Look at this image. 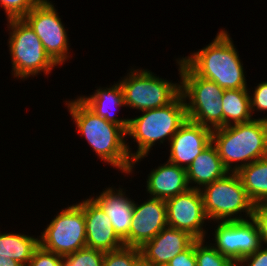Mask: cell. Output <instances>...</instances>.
<instances>
[{
  "label": "cell",
  "mask_w": 267,
  "mask_h": 266,
  "mask_svg": "<svg viewBox=\"0 0 267 266\" xmlns=\"http://www.w3.org/2000/svg\"><path fill=\"white\" fill-rule=\"evenodd\" d=\"M41 0H0V4L5 10L7 19L23 18Z\"/></svg>",
  "instance_id": "4316f807"
},
{
  "label": "cell",
  "mask_w": 267,
  "mask_h": 266,
  "mask_svg": "<svg viewBox=\"0 0 267 266\" xmlns=\"http://www.w3.org/2000/svg\"><path fill=\"white\" fill-rule=\"evenodd\" d=\"M189 188L193 187L188 184L186 169L169 161L148 175L146 189L150 197L166 201Z\"/></svg>",
  "instance_id": "ac0fdd59"
},
{
  "label": "cell",
  "mask_w": 267,
  "mask_h": 266,
  "mask_svg": "<svg viewBox=\"0 0 267 266\" xmlns=\"http://www.w3.org/2000/svg\"><path fill=\"white\" fill-rule=\"evenodd\" d=\"M137 266H150L148 264L143 263L142 261Z\"/></svg>",
  "instance_id": "836d02e7"
},
{
  "label": "cell",
  "mask_w": 267,
  "mask_h": 266,
  "mask_svg": "<svg viewBox=\"0 0 267 266\" xmlns=\"http://www.w3.org/2000/svg\"><path fill=\"white\" fill-rule=\"evenodd\" d=\"M132 70L119 81L125 106L141 111L155 109L172 103L181 94V84L159 78L148 70Z\"/></svg>",
  "instance_id": "ba28073f"
},
{
  "label": "cell",
  "mask_w": 267,
  "mask_h": 266,
  "mask_svg": "<svg viewBox=\"0 0 267 266\" xmlns=\"http://www.w3.org/2000/svg\"><path fill=\"white\" fill-rule=\"evenodd\" d=\"M223 127L251 121L250 95L248 89H226L223 93Z\"/></svg>",
  "instance_id": "7402d4cb"
},
{
  "label": "cell",
  "mask_w": 267,
  "mask_h": 266,
  "mask_svg": "<svg viewBox=\"0 0 267 266\" xmlns=\"http://www.w3.org/2000/svg\"><path fill=\"white\" fill-rule=\"evenodd\" d=\"M236 173L254 204L267 202V157L239 168Z\"/></svg>",
  "instance_id": "44dd1931"
},
{
  "label": "cell",
  "mask_w": 267,
  "mask_h": 266,
  "mask_svg": "<svg viewBox=\"0 0 267 266\" xmlns=\"http://www.w3.org/2000/svg\"><path fill=\"white\" fill-rule=\"evenodd\" d=\"M27 266H63V256L48 251L39 245Z\"/></svg>",
  "instance_id": "83f0119b"
},
{
  "label": "cell",
  "mask_w": 267,
  "mask_h": 266,
  "mask_svg": "<svg viewBox=\"0 0 267 266\" xmlns=\"http://www.w3.org/2000/svg\"><path fill=\"white\" fill-rule=\"evenodd\" d=\"M205 240H195V257L197 266H237L232 260L219 253L211 244L204 245Z\"/></svg>",
  "instance_id": "cb8c5ba5"
},
{
  "label": "cell",
  "mask_w": 267,
  "mask_h": 266,
  "mask_svg": "<svg viewBox=\"0 0 267 266\" xmlns=\"http://www.w3.org/2000/svg\"><path fill=\"white\" fill-rule=\"evenodd\" d=\"M38 246L39 238L21 233H0V256L15 260L22 266L28 265Z\"/></svg>",
  "instance_id": "603a6c76"
},
{
  "label": "cell",
  "mask_w": 267,
  "mask_h": 266,
  "mask_svg": "<svg viewBox=\"0 0 267 266\" xmlns=\"http://www.w3.org/2000/svg\"><path fill=\"white\" fill-rule=\"evenodd\" d=\"M244 263L247 266H267V248L265 247V249H262L260 247L254 253L245 256L237 266L240 264L244 266Z\"/></svg>",
  "instance_id": "1f68e13d"
},
{
  "label": "cell",
  "mask_w": 267,
  "mask_h": 266,
  "mask_svg": "<svg viewBox=\"0 0 267 266\" xmlns=\"http://www.w3.org/2000/svg\"><path fill=\"white\" fill-rule=\"evenodd\" d=\"M166 266H197L195 257V241L180 254L176 255Z\"/></svg>",
  "instance_id": "4dcf8cb0"
},
{
  "label": "cell",
  "mask_w": 267,
  "mask_h": 266,
  "mask_svg": "<svg viewBox=\"0 0 267 266\" xmlns=\"http://www.w3.org/2000/svg\"><path fill=\"white\" fill-rule=\"evenodd\" d=\"M212 143L224 166L229 172H236L267 157V118L212 129ZM233 162L241 164L232 167Z\"/></svg>",
  "instance_id": "3957f363"
},
{
  "label": "cell",
  "mask_w": 267,
  "mask_h": 266,
  "mask_svg": "<svg viewBox=\"0 0 267 266\" xmlns=\"http://www.w3.org/2000/svg\"><path fill=\"white\" fill-rule=\"evenodd\" d=\"M177 61L187 119L211 129L223 127L221 100L224 89L213 81L197 76L181 59Z\"/></svg>",
  "instance_id": "5b68a950"
},
{
  "label": "cell",
  "mask_w": 267,
  "mask_h": 266,
  "mask_svg": "<svg viewBox=\"0 0 267 266\" xmlns=\"http://www.w3.org/2000/svg\"><path fill=\"white\" fill-rule=\"evenodd\" d=\"M200 192L208 221L247 220L240 215L235 216L242 211L252 218L254 203L248 197L236 172H229L225 177L203 186Z\"/></svg>",
  "instance_id": "8992f818"
},
{
  "label": "cell",
  "mask_w": 267,
  "mask_h": 266,
  "mask_svg": "<svg viewBox=\"0 0 267 266\" xmlns=\"http://www.w3.org/2000/svg\"><path fill=\"white\" fill-rule=\"evenodd\" d=\"M168 226L188 232L196 240H205L203 199L199 189L189 188L165 201Z\"/></svg>",
  "instance_id": "7c38bea8"
},
{
  "label": "cell",
  "mask_w": 267,
  "mask_h": 266,
  "mask_svg": "<svg viewBox=\"0 0 267 266\" xmlns=\"http://www.w3.org/2000/svg\"><path fill=\"white\" fill-rule=\"evenodd\" d=\"M166 226H168L167 208L164 200L151 197L141 205L134 201L132 224L129 231V246L140 248Z\"/></svg>",
  "instance_id": "5bb4252c"
},
{
  "label": "cell",
  "mask_w": 267,
  "mask_h": 266,
  "mask_svg": "<svg viewBox=\"0 0 267 266\" xmlns=\"http://www.w3.org/2000/svg\"><path fill=\"white\" fill-rule=\"evenodd\" d=\"M232 38L220 30L209 45L181 60L197 75L226 89H246L243 64Z\"/></svg>",
  "instance_id": "7a4b0ae2"
},
{
  "label": "cell",
  "mask_w": 267,
  "mask_h": 266,
  "mask_svg": "<svg viewBox=\"0 0 267 266\" xmlns=\"http://www.w3.org/2000/svg\"><path fill=\"white\" fill-rule=\"evenodd\" d=\"M0 266H22L17 261L0 256Z\"/></svg>",
  "instance_id": "d6a6232c"
},
{
  "label": "cell",
  "mask_w": 267,
  "mask_h": 266,
  "mask_svg": "<svg viewBox=\"0 0 267 266\" xmlns=\"http://www.w3.org/2000/svg\"><path fill=\"white\" fill-rule=\"evenodd\" d=\"M39 237L41 247L60 256L86 247V226L82 202L62 209Z\"/></svg>",
  "instance_id": "9c48e42d"
},
{
  "label": "cell",
  "mask_w": 267,
  "mask_h": 266,
  "mask_svg": "<svg viewBox=\"0 0 267 266\" xmlns=\"http://www.w3.org/2000/svg\"><path fill=\"white\" fill-rule=\"evenodd\" d=\"M229 170L224 166L219 157L216 146L211 142L186 169L187 181L197 183L199 186H192L195 189L202 188L216 180L225 177Z\"/></svg>",
  "instance_id": "d6986e66"
},
{
  "label": "cell",
  "mask_w": 267,
  "mask_h": 266,
  "mask_svg": "<svg viewBox=\"0 0 267 266\" xmlns=\"http://www.w3.org/2000/svg\"><path fill=\"white\" fill-rule=\"evenodd\" d=\"M254 90L250 96L251 111H267V81L261 82Z\"/></svg>",
  "instance_id": "f546056e"
},
{
  "label": "cell",
  "mask_w": 267,
  "mask_h": 266,
  "mask_svg": "<svg viewBox=\"0 0 267 266\" xmlns=\"http://www.w3.org/2000/svg\"><path fill=\"white\" fill-rule=\"evenodd\" d=\"M104 252L84 247L63 256V266H103Z\"/></svg>",
  "instance_id": "484cf974"
},
{
  "label": "cell",
  "mask_w": 267,
  "mask_h": 266,
  "mask_svg": "<svg viewBox=\"0 0 267 266\" xmlns=\"http://www.w3.org/2000/svg\"><path fill=\"white\" fill-rule=\"evenodd\" d=\"M9 50L13 76L26 79L30 75L49 74L57 64L46 53L39 37L23 18L8 19Z\"/></svg>",
  "instance_id": "52a82bcc"
},
{
  "label": "cell",
  "mask_w": 267,
  "mask_h": 266,
  "mask_svg": "<svg viewBox=\"0 0 267 266\" xmlns=\"http://www.w3.org/2000/svg\"><path fill=\"white\" fill-rule=\"evenodd\" d=\"M196 239L188 232L166 226L141 247V260L150 266H166L170 260L186 250Z\"/></svg>",
  "instance_id": "2e32d148"
},
{
  "label": "cell",
  "mask_w": 267,
  "mask_h": 266,
  "mask_svg": "<svg viewBox=\"0 0 267 266\" xmlns=\"http://www.w3.org/2000/svg\"><path fill=\"white\" fill-rule=\"evenodd\" d=\"M110 218L117 235L129 246V231L132 224L134 201L125 196V192L107 188L96 198H92Z\"/></svg>",
  "instance_id": "e0dca14e"
},
{
  "label": "cell",
  "mask_w": 267,
  "mask_h": 266,
  "mask_svg": "<svg viewBox=\"0 0 267 266\" xmlns=\"http://www.w3.org/2000/svg\"><path fill=\"white\" fill-rule=\"evenodd\" d=\"M23 19L39 37L46 53L57 64H63L68 57V35L54 5L41 0Z\"/></svg>",
  "instance_id": "30bf717a"
},
{
  "label": "cell",
  "mask_w": 267,
  "mask_h": 266,
  "mask_svg": "<svg viewBox=\"0 0 267 266\" xmlns=\"http://www.w3.org/2000/svg\"><path fill=\"white\" fill-rule=\"evenodd\" d=\"M82 210L86 226V247L106 253L125 246L112 227L110 218L92 197L82 202Z\"/></svg>",
  "instance_id": "9a60e30c"
},
{
  "label": "cell",
  "mask_w": 267,
  "mask_h": 266,
  "mask_svg": "<svg viewBox=\"0 0 267 266\" xmlns=\"http://www.w3.org/2000/svg\"><path fill=\"white\" fill-rule=\"evenodd\" d=\"M143 115L129 119L126 135L134 138L138 150L131 153L133 167L135 163L148 155L150 149L159 141L165 139L169 142L181 125L187 120L185 100L180 94L172 103L155 108L144 110Z\"/></svg>",
  "instance_id": "277c9868"
},
{
  "label": "cell",
  "mask_w": 267,
  "mask_h": 266,
  "mask_svg": "<svg viewBox=\"0 0 267 266\" xmlns=\"http://www.w3.org/2000/svg\"><path fill=\"white\" fill-rule=\"evenodd\" d=\"M251 220V221H250ZM212 246L236 265L247 255L262 247L256 222L251 218L242 221L219 222Z\"/></svg>",
  "instance_id": "8fae6325"
},
{
  "label": "cell",
  "mask_w": 267,
  "mask_h": 266,
  "mask_svg": "<svg viewBox=\"0 0 267 266\" xmlns=\"http://www.w3.org/2000/svg\"><path fill=\"white\" fill-rule=\"evenodd\" d=\"M79 99L96 115L104 118L107 122L120 126L125 132L128 129V119H120L113 115L109 109L124 105V95L120 83L106 89H97L90 97H79ZM111 107V108H110ZM112 108V109H113Z\"/></svg>",
  "instance_id": "ffe728a7"
},
{
  "label": "cell",
  "mask_w": 267,
  "mask_h": 266,
  "mask_svg": "<svg viewBox=\"0 0 267 266\" xmlns=\"http://www.w3.org/2000/svg\"><path fill=\"white\" fill-rule=\"evenodd\" d=\"M211 142V128L187 119L171 138L168 161L187 169Z\"/></svg>",
  "instance_id": "4fadbf2b"
},
{
  "label": "cell",
  "mask_w": 267,
  "mask_h": 266,
  "mask_svg": "<svg viewBox=\"0 0 267 266\" xmlns=\"http://www.w3.org/2000/svg\"><path fill=\"white\" fill-rule=\"evenodd\" d=\"M66 105L78 132L85 136L97 156L125 174L131 173L133 160L129 150L131 148L124 140L126 132L120 126L96 115L79 98Z\"/></svg>",
  "instance_id": "6da1fadb"
},
{
  "label": "cell",
  "mask_w": 267,
  "mask_h": 266,
  "mask_svg": "<svg viewBox=\"0 0 267 266\" xmlns=\"http://www.w3.org/2000/svg\"><path fill=\"white\" fill-rule=\"evenodd\" d=\"M141 261L139 247L123 246L104 253L103 266H137Z\"/></svg>",
  "instance_id": "d4e9b609"
},
{
  "label": "cell",
  "mask_w": 267,
  "mask_h": 266,
  "mask_svg": "<svg viewBox=\"0 0 267 266\" xmlns=\"http://www.w3.org/2000/svg\"><path fill=\"white\" fill-rule=\"evenodd\" d=\"M252 219L258 226L261 242L267 244V202L254 204Z\"/></svg>",
  "instance_id": "f1b7e54d"
}]
</instances>
